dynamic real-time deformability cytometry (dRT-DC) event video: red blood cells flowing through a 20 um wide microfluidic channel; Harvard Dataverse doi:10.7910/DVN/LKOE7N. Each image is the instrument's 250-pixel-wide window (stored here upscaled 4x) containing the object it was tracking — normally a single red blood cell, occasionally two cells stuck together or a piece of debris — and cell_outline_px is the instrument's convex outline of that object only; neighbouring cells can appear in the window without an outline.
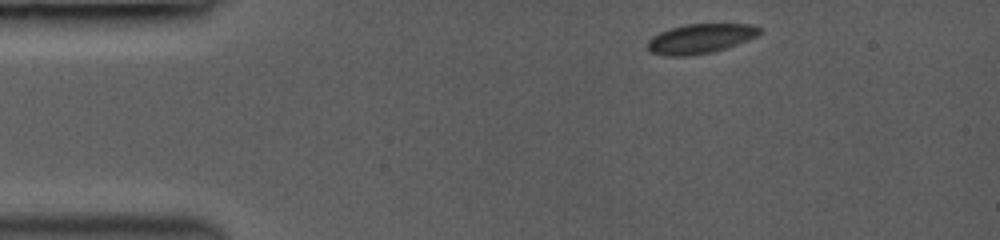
{"species": "common noctule bat (a hibernating species)", "species_latin": "Nyctalus noctula", "temperature_condition": "room temperature", "stored_images_in_passage": 6, "camera_frame_rate_fps": 3000, "um_per_image_px": 0.085, "animal": {"sex": "female", "body_mass_g": 19.0, "forearm_length_mm": 53.3}, "frame": {"image": 1, "passage_image": 1, "time_ms": 0.0, "image_size_px": [1000, 240], "cell_outline_px": [[764, 28], [756, 36], [748, 40], [728, 48], [712, 52], [688, 56], [668, 56], [652, 52], [648, 48], [648, 40], [652, 36], [668, 28], [688, 24], [752, 24]], "centroid_in_image_um": [59.56, 3.28], "position_along_channel_um": 25.4, "area_um2": 19.42}}
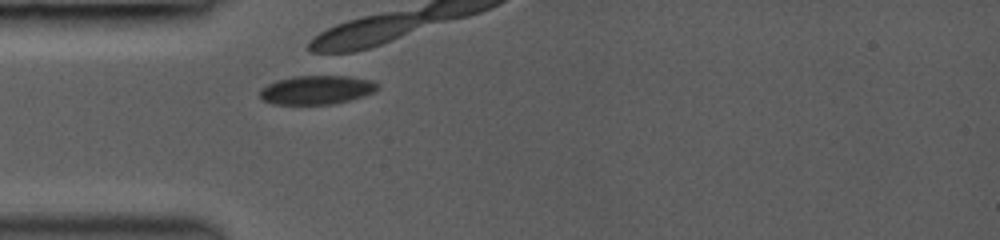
{"frame": {"image": 2, "passage_image": 6, "time_ms": 2.333, "image_size_px": [1000, 240], "cell_outline_px": [[380, 88], [376, 92], [364, 96], [332, 104], [272, 104], [260, 100], [260, 88], [276, 80], [292, 76], [348, 76], [372, 80], [380, 84]], "centroid_in_image_um": [26.92, 7.64], "position_along_channel_um": 58.1, "area_um2": 20.06}}